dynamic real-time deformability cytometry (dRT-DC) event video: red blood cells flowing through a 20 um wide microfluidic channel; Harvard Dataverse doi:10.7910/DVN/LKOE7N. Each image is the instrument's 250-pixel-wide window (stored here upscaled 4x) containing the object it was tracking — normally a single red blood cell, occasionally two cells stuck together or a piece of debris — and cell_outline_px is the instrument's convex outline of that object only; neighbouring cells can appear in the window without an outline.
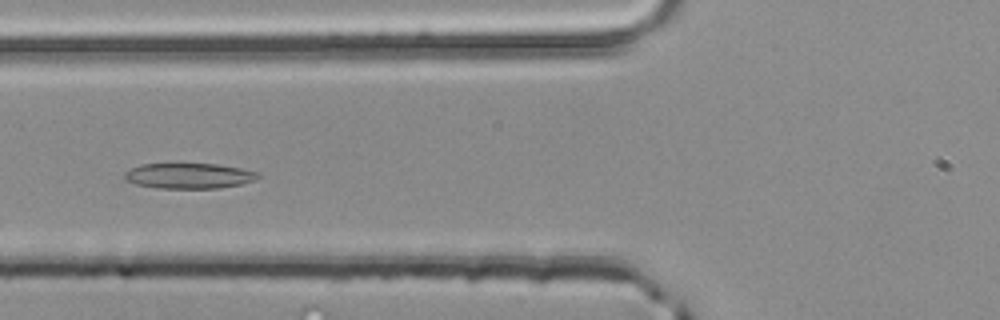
{"species": "common noctule bat (a hibernating species)", "species_latin": "Nyctalus noctula", "temperature_condition": "room temperature", "stored_images_in_passage": 39, "camera_frame_rate_fps": 3000, "um_per_image_px": 0.085, "animal": {"sex": "male", "body_mass_g": 20.4}, "frame": {"image": 1, "passage_image": 7, "time_ms": 2.0, "image_size_px": [1000, 320], "cell_outline_px": [[260, 176], [256, 180], [244, 184], [216, 188], [156, 188], [136, 184], [124, 180], [124, 172], [140, 164], [176, 160], [180, 160], [216, 164], [240, 168], [260, 172]], "centroid_in_image_um": [16.03, 14.89], "position_along_channel_um": 109.8, "area_um2": 21.04}}
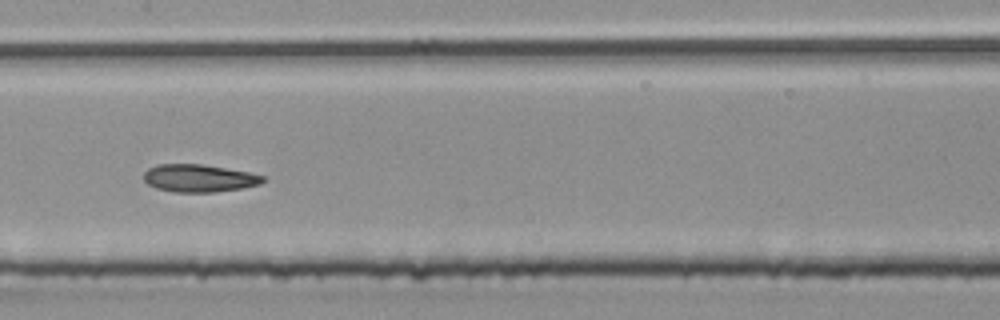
{"frame": {"image": 2, "passage_image": 13, "time_ms": 4.0, "image_size_px": [1000, 320], "cell_outline_px": [[264, 180], [260, 184], [240, 188], [212, 192], [172, 192], [156, 188], [148, 184], [144, 180], [144, 172], [148, 168], [156, 164], [200, 164], [248, 172], [264, 176]], "centroid_in_image_um": [16.86, 15.14], "position_along_channel_um": 190.5, "area_um2": 19.02}}
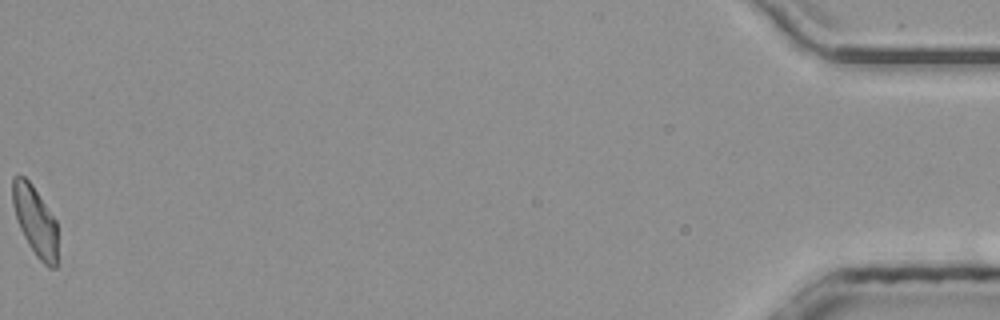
{"frame": {"image": 3, "passage_image": 39, "time_ms": 12.667, "image_size_px": [1000, 320], "cell_outline_px": [[56, 268], [48, 268], [36, 256], [28, 244], [16, 220], [12, 204], [12, 180], [16, 176], [24, 176], [32, 184], [56, 220]], "centroid_in_image_um": [2.97, 18.77], "position_along_channel_um": 432.2, "area_um2": 18.15}, "authors_computed_cell_mechanics": {"area_um2": 19.1896, "velocity_mm_per_s": 4.023, "shape_relaxation_time_tau1_ms": 9.9524, "shape_relaxation_time_tau2_ms": 3.0049, "deformation_change_tau1": 0.1998, "deformation_change_tau2": 0.1027}}